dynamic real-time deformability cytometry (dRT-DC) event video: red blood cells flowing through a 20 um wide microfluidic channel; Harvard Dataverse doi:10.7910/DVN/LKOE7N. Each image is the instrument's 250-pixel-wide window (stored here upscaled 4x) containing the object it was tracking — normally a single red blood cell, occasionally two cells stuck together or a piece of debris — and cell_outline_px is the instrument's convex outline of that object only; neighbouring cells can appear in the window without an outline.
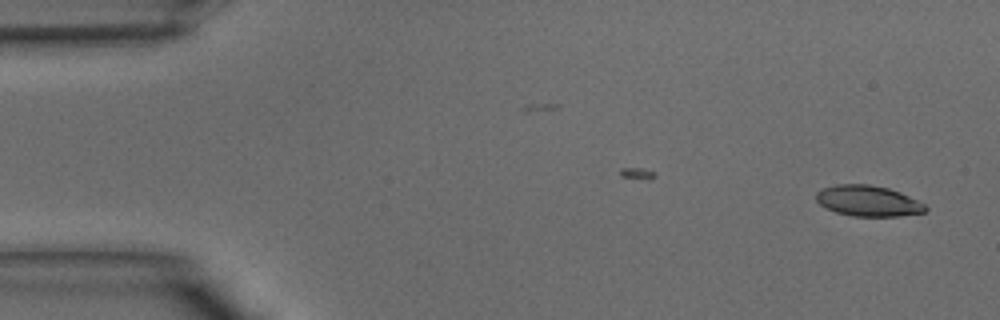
{"species": "common noctule bat (a hibernating species)", "species_latin": "Nyctalus noctula", "temperature_condition": "warm", "stored_images_in_passage": 34, "camera_frame_rate_fps": 3000, "um_per_image_px": 0.085, "animal": {"sex": "male", "body_mass_g": 15.6}, "frame": {"image": 1, "passage_image": 1, "time_ms": 0.0, "image_size_px": [1000, 320], "cell_outline_px": [[928, 208], [924, 212], [900, 216], [852, 216], [836, 212], [820, 204], [816, 200], [816, 192], [820, 188], [836, 184], [868, 184], [888, 188], [900, 192], [924, 204]], "centroid_in_image_um": [73.76, 17.07], "position_along_channel_um": 11.2, "area_um2": 19.54}}
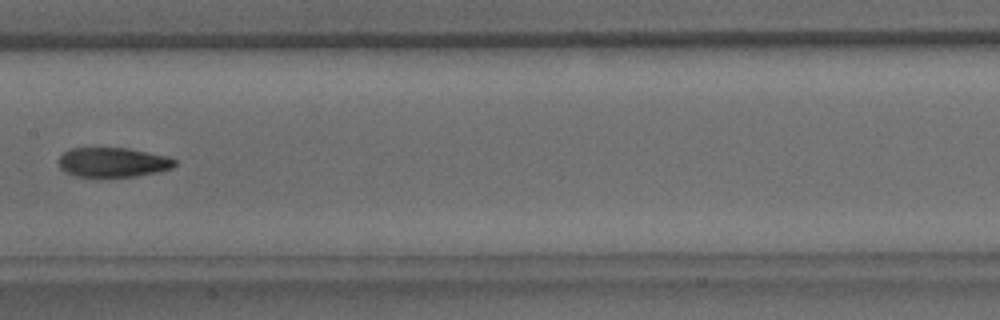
{"frame": {"image": 2, "passage_image": 19, "time_ms": 6.0, "image_size_px": [1000, 320], "cell_outline_px": [[176, 164], [172, 168], [156, 172], [136, 176], [76, 176], [60, 168], [56, 160], [64, 152], [72, 148], [128, 148], [168, 156], [176, 160]], "centroid_in_image_um": [9.59, 13.78], "position_along_channel_um": 197.8, "area_um2": 19.88}}
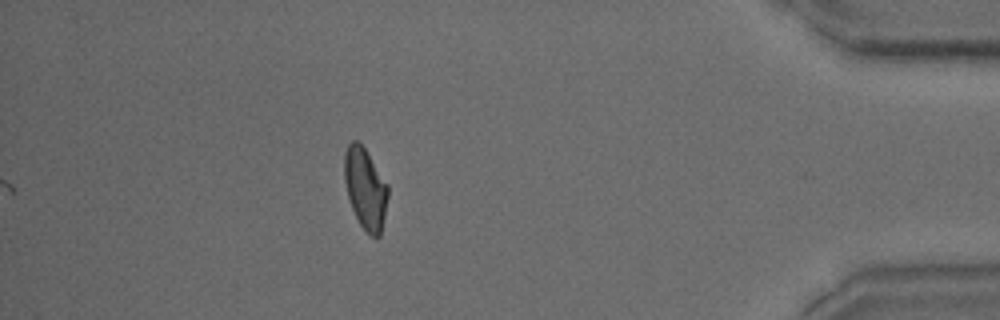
{"frame": {"image": 3, "passage_image": 34, "time_ms": 11.0, "image_size_px": [1000, 320], "cell_outline_px": [[388, 196], [380, 236], [372, 236], [360, 224], [352, 208], [348, 196], [344, 180], [344, 152], [348, 144], [352, 140], [356, 140], [364, 148], [388, 184]], "centroid_in_image_um": [31.04, 15.99], "position_along_channel_um": 404.2, "area_um2": 20.29}}